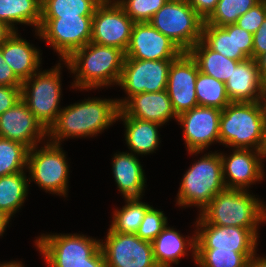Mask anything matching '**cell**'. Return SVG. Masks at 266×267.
<instances>
[{"label": "cell", "mask_w": 266, "mask_h": 267, "mask_svg": "<svg viewBox=\"0 0 266 267\" xmlns=\"http://www.w3.org/2000/svg\"><path fill=\"white\" fill-rule=\"evenodd\" d=\"M119 106L115 99L92 98L61 109L48 130V141L60 144L68 138L93 137L117 121Z\"/></svg>", "instance_id": "cell-1"}, {"label": "cell", "mask_w": 266, "mask_h": 267, "mask_svg": "<svg viewBox=\"0 0 266 267\" xmlns=\"http://www.w3.org/2000/svg\"><path fill=\"white\" fill-rule=\"evenodd\" d=\"M124 60L125 52L120 48L90 42L62 62L75 74L72 88L88 91L118 85Z\"/></svg>", "instance_id": "cell-2"}, {"label": "cell", "mask_w": 266, "mask_h": 267, "mask_svg": "<svg viewBox=\"0 0 266 267\" xmlns=\"http://www.w3.org/2000/svg\"><path fill=\"white\" fill-rule=\"evenodd\" d=\"M266 123L260 101L231 102L220 116V143L227 147L263 150Z\"/></svg>", "instance_id": "cell-3"}, {"label": "cell", "mask_w": 266, "mask_h": 267, "mask_svg": "<svg viewBox=\"0 0 266 267\" xmlns=\"http://www.w3.org/2000/svg\"><path fill=\"white\" fill-rule=\"evenodd\" d=\"M199 215L211 225L259 228L266 222V205L248 190L225 188Z\"/></svg>", "instance_id": "cell-4"}, {"label": "cell", "mask_w": 266, "mask_h": 267, "mask_svg": "<svg viewBox=\"0 0 266 267\" xmlns=\"http://www.w3.org/2000/svg\"><path fill=\"white\" fill-rule=\"evenodd\" d=\"M225 188L220 152H209L183 175L176 204L183 208L197 206L201 212Z\"/></svg>", "instance_id": "cell-5"}, {"label": "cell", "mask_w": 266, "mask_h": 267, "mask_svg": "<svg viewBox=\"0 0 266 267\" xmlns=\"http://www.w3.org/2000/svg\"><path fill=\"white\" fill-rule=\"evenodd\" d=\"M61 67L58 62L54 68L39 70L22 82L21 99L47 131L62 109L59 106L62 98Z\"/></svg>", "instance_id": "cell-6"}, {"label": "cell", "mask_w": 266, "mask_h": 267, "mask_svg": "<svg viewBox=\"0 0 266 267\" xmlns=\"http://www.w3.org/2000/svg\"><path fill=\"white\" fill-rule=\"evenodd\" d=\"M149 23L188 52L202 38L204 19L186 0H168Z\"/></svg>", "instance_id": "cell-7"}, {"label": "cell", "mask_w": 266, "mask_h": 267, "mask_svg": "<svg viewBox=\"0 0 266 267\" xmlns=\"http://www.w3.org/2000/svg\"><path fill=\"white\" fill-rule=\"evenodd\" d=\"M46 141L40 149L35 146L28 151L29 184L35 181L45 192L67 197L70 169L66 153L60 144Z\"/></svg>", "instance_id": "cell-8"}, {"label": "cell", "mask_w": 266, "mask_h": 267, "mask_svg": "<svg viewBox=\"0 0 266 267\" xmlns=\"http://www.w3.org/2000/svg\"><path fill=\"white\" fill-rule=\"evenodd\" d=\"M100 241L84 234H41L37 250L49 267H83L100 247Z\"/></svg>", "instance_id": "cell-9"}, {"label": "cell", "mask_w": 266, "mask_h": 267, "mask_svg": "<svg viewBox=\"0 0 266 267\" xmlns=\"http://www.w3.org/2000/svg\"><path fill=\"white\" fill-rule=\"evenodd\" d=\"M93 16L41 17L36 36L46 41L66 60L75 50L91 42Z\"/></svg>", "instance_id": "cell-10"}, {"label": "cell", "mask_w": 266, "mask_h": 267, "mask_svg": "<svg viewBox=\"0 0 266 267\" xmlns=\"http://www.w3.org/2000/svg\"><path fill=\"white\" fill-rule=\"evenodd\" d=\"M171 63L172 60L125 59L118 86L128 97L116 99L119 108L136 94L166 90Z\"/></svg>", "instance_id": "cell-11"}, {"label": "cell", "mask_w": 266, "mask_h": 267, "mask_svg": "<svg viewBox=\"0 0 266 267\" xmlns=\"http://www.w3.org/2000/svg\"><path fill=\"white\" fill-rule=\"evenodd\" d=\"M134 23L116 0H103L93 15L91 42L125 52Z\"/></svg>", "instance_id": "cell-12"}, {"label": "cell", "mask_w": 266, "mask_h": 267, "mask_svg": "<svg viewBox=\"0 0 266 267\" xmlns=\"http://www.w3.org/2000/svg\"><path fill=\"white\" fill-rule=\"evenodd\" d=\"M106 240L100 241L108 267H158L152 243L136 234L117 233L108 229Z\"/></svg>", "instance_id": "cell-13"}, {"label": "cell", "mask_w": 266, "mask_h": 267, "mask_svg": "<svg viewBox=\"0 0 266 267\" xmlns=\"http://www.w3.org/2000/svg\"><path fill=\"white\" fill-rule=\"evenodd\" d=\"M195 226L196 249L234 250L256 253L258 228L217 226L208 224L200 215Z\"/></svg>", "instance_id": "cell-14"}, {"label": "cell", "mask_w": 266, "mask_h": 267, "mask_svg": "<svg viewBox=\"0 0 266 267\" xmlns=\"http://www.w3.org/2000/svg\"><path fill=\"white\" fill-rule=\"evenodd\" d=\"M221 112V109L215 107L198 105L177 117L176 121L183 129V139L189 154L203 153L211 144L220 143Z\"/></svg>", "instance_id": "cell-15"}, {"label": "cell", "mask_w": 266, "mask_h": 267, "mask_svg": "<svg viewBox=\"0 0 266 267\" xmlns=\"http://www.w3.org/2000/svg\"><path fill=\"white\" fill-rule=\"evenodd\" d=\"M198 72V65L189 52H182L172 60L166 90L177 116L198 106L195 91Z\"/></svg>", "instance_id": "cell-16"}, {"label": "cell", "mask_w": 266, "mask_h": 267, "mask_svg": "<svg viewBox=\"0 0 266 267\" xmlns=\"http://www.w3.org/2000/svg\"><path fill=\"white\" fill-rule=\"evenodd\" d=\"M183 51L149 22H135L125 59L174 60Z\"/></svg>", "instance_id": "cell-17"}, {"label": "cell", "mask_w": 266, "mask_h": 267, "mask_svg": "<svg viewBox=\"0 0 266 267\" xmlns=\"http://www.w3.org/2000/svg\"><path fill=\"white\" fill-rule=\"evenodd\" d=\"M232 150L233 153L227 156L220 152L225 187L249 191L250 185L261 182L265 177L262 151L242 148Z\"/></svg>", "instance_id": "cell-18"}, {"label": "cell", "mask_w": 266, "mask_h": 267, "mask_svg": "<svg viewBox=\"0 0 266 267\" xmlns=\"http://www.w3.org/2000/svg\"><path fill=\"white\" fill-rule=\"evenodd\" d=\"M0 137L19 142L31 149L48 138V131L21 99L0 115Z\"/></svg>", "instance_id": "cell-19"}, {"label": "cell", "mask_w": 266, "mask_h": 267, "mask_svg": "<svg viewBox=\"0 0 266 267\" xmlns=\"http://www.w3.org/2000/svg\"><path fill=\"white\" fill-rule=\"evenodd\" d=\"M201 40L211 50L229 59L241 62L252 58L253 34L235 23L225 26L204 23Z\"/></svg>", "instance_id": "cell-20"}, {"label": "cell", "mask_w": 266, "mask_h": 267, "mask_svg": "<svg viewBox=\"0 0 266 267\" xmlns=\"http://www.w3.org/2000/svg\"><path fill=\"white\" fill-rule=\"evenodd\" d=\"M117 117H130L160 125L177 120L167 90L143 92L131 96L119 109Z\"/></svg>", "instance_id": "cell-21"}, {"label": "cell", "mask_w": 266, "mask_h": 267, "mask_svg": "<svg viewBox=\"0 0 266 267\" xmlns=\"http://www.w3.org/2000/svg\"><path fill=\"white\" fill-rule=\"evenodd\" d=\"M225 86L231 102H258L266 88L260 78L257 62L253 58L239 62Z\"/></svg>", "instance_id": "cell-22"}, {"label": "cell", "mask_w": 266, "mask_h": 267, "mask_svg": "<svg viewBox=\"0 0 266 267\" xmlns=\"http://www.w3.org/2000/svg\"><path fill=\"white\" fill-rule=\"evenodd\" d=\"M18 31H14L2 45V55L5 62L11 67L16 77L24 82L40 70L41 54Z\"/></svg>", "instance_id": "cell-23"}, {"label": "cell", "mask_w": 266, "mask_h": 267, "mask_svg": "<svg viewBox=\"0 0 266 267\" xmlns=\"http://www.w3.org/2000/svg\"><path fill=\"white\" fill-rule=\"evenodd\" d=\"M112 170L117 188L124 199L142 198L147 179L136 155L129 152L115 153Z\"/></svg>", "instance_id": "cell-24"}, {"label": "cell", "mask_w": 266, "mask_h": 267, "mask_svg": "<svg viewBox=\"0 0 266 267\" xmlns=\"http://www.w3.org/2000/svg\"><path fill=\"white\" fill-rule=\"evenodd\" d=\"M153 255L158 267H172L171 264H179V259L187 256V252L191 251L195 262L196 250V232L192 237H185L175 228L167 226L163 231L151 242ZM189 250V251H188Z\"/></svg>", "instance_id": "cell-25"}, {"label": "cell", "mask_w": 266, "mask_h": 267, "mask_svg": "<svg viewBox=\"0 0 266 267\" xmlns=\"http://www.w3.org/2000/svg\"><path fill=\"white\" fill-rule=\"evenodd\" d=\"M119 119L124 123V136L131 153L147 155L157 150L161 143L158 129L163 125L130 117H117V121Z\"/></svg>", "instance_id": "cell-26"}, {"label": "cell", "mask_w": 266, "mask_h": 267, "mask_svg": "<svg viewBox=\"0 0 266 267\" xmlns=\"http://www.w3.org/2000/svg\"><path fill=\"white\" fill-rule=\"evenodd\" d=\"M42 0H0V21L13 31L16 24L34 26L39 29L41 23Z\"/></svg>", "instance_id": "cell-27"}, {"label": "cell", "mask_w": 266, "mask_h": 267, "mask_svg": "<svg viewBox=\"0 0 266 267\" xmlns=\"http://www.w3.org/2000/svg\"><path fill=\"white\" fill-rule=\"evenodd\" d=\"M188 52L195 59L200 72L224 83L230 78L233 69L240 62L211 50L202 40L197 42Z\"/></svg>", "instance_id": "cell-28"}, {"label": "cell", "mask_w": 266, "mask_h": 267, "mask_svg": "<svg viewBox=\"0 0 266 267\" xmlns=\"http://www.w3.org/2000/svg\"><path fill=\"white\" fill-rule=\"evenodd\" d=\"M29 180L24 172L0 177V211L8 217L19 212L28 195Z\"/></svg>", "instance_id": "cell-29"}, {"label": "cell", "mask_w": 266, "mask_h": 267, "mask_svg": "<svg viewBox=\"0 0 266 267\" xmlns=\"http://www.w3.org/2000/svg\"><path fill=\"white\" fill-rule=\"evenodd\" d=\"M142 198L125 199V206L113 211V220L110 230L117 233L135 234L140 226L144 214L151 207L150 204L142 202Z\"/></svg>", "instance_id": "cell-30"}, {"label": "cell", "mask_w": 266, "mask_h": 267, "mask_svg": "<svg viewBox=\"0 0 266 267\" xmlns=\"http://www.w3.org/2000/svg\"><path fill=\"white\" fill-rule=\"evenodd\" d=\"M195 91L199 106L223 110L231 103L227 96L225 83L200 71L196 79Z\"/></svg>", "instance_id": "cell-31"}, {"label": "cell", "mask_w": 266, "mask_h": 267, "mask_svg": "<svg viewBox=\"0 0 266 267\" xmlns=\"http://www.w3.org/2000/svg\"><path fill=\"white\" fill-rule=\"evenodd\" d=\"M103 0H42L41 17L93 16Z\"/></svg>", "instance_id": "cell-32"}, {"label": "cell", "mask_w": 266, "mask_h": 267, "mask_svg": "<svg viewBox=\"0 0 266 267\" xmlns=\"http://www.w3.org/2000/svg\"><path fill=\"white\" fill-rule=\"evenodd\" d=\"M254 254L234 250L196 249L195 263L199 267H245Z\"/></svg>", "instance_id": "cell-33"}, {"label": "cell", "mask_w": 266, "mask_h": 267, "mask_svg": "<svg viewBox=\"0 0 266 267\" xmlns=\"http://www.w3.org/2000/svg\"><path fill=\"white\" fill-rule=\"evenodd\" d=\"M28 151L25 145L0 137V177L26 171Z\"/></svg>", "instance_id": "cell-34"}, {"label": "cell", "mask_w": 266, "mask_h": 267, "mask_svg": "<svg viewBox=\"0 0 266 267\" xmlns=\"http://www.w3.org/2000/svg\"><path fill=\"white\" fill-rule=\"evenodd\" d=\"M261 0H219L213 12L204 20V23L214 26L234 24L250 8Z\"/></svg>", "instance_id": "cell-35"}, {"label": "cell", "mask_w": 266, "mask_h": 267, "mask_svg": "<svg viewBox=\"0 0 266 267\" xmlns=\"http://www.w3.org/2000/svg\"><path fill=\"white\" fill-rule=\"evenodd\" d=\"M168 0H116L134 22H149Z\"/></svg>", "instance_id": "cell-36"}, {"label": "cell", "mask_w": 266, "mask_h": 267, "mask_svg": "<svg viewBox=\"0 0 266 267\" xmlns=\"http://www.w3.org/2000/svg\"><path fill=\"white\" fill-rule=\"evenodd\" d=\"M167 217L161 210L151 207L144 214L136 235L144 241L152 242L167 226Z\"/></svg>", "instance_id": "cell-37"}, {"label": "cell", "mask_w": 266, "mask_h": 267, "mask_svg": "<svg viewBox=\"0 0 266 267\" xmlns=\"http://www.w3.org/2000/svg\"><path fill=\"white\" fill-rule=\"evenodd\" d=\"M266 18V0H261L240 16L235 24L247 32L254 34Z\"/></svg>", "instance_id": "cell-38"}, {"label": "cell", "mask_w": 266, "mask_h": 267, "mask_svg": "<svg viewBox=\"0 0 266 267\" xmlns=\"http://www.w3.org/2000/svg\"><path fill=\"white\" fill-rule=\"evenodd\" d=\"M21 100V87L0 86V115Z\"/></svg>", "instance_id": "cell-39"}, {"label": "cell", "mask_w": 266, "mask_h": 267, "mask_svg": "<svg viewBox=\"0 0 266 267\" xmlns=\"http://www.w3.org/2000/svg\"><path fill=\"white\" fill-rule=\"evenodd\" d=\"M0 86L22 87V82L3 58L2 46L0 47Z\"/></svg>", "instance_id": "cell-40"}, {"label": "cell", "mask_w": 266, "mask_h": 267, "mask_svg": "<svg viewBox=\"0 0 266 267\" xmlns=\"http://www.w3.org/2000/svg\"><path fill=\"white\" fill-rule=\"evenodd\" d=\"M264 53H266V18L258 30L253 34L252 58L256 60Z\"/></svg>", "instance_id": "cell-41"}, {"label": "cell", "mask_w": 266, "mask_h": 267, "mask_svg": "<svg viewBox=\"0 0 266 267\" xmlns=\"http://www.w3.org/2000/svg\"><path fill=\"white\" fill-rule=\"evenodd\" d=\"M186 1L205 20L213 12L219 0H186Z\"/></svg>", "instance_id": "cell-42"}, {"label": "cell", "mask_w": 266, "mask_h": 267, "mask_svg": "<svg viewBox=\"0 0 266 267\" xmlns=\"http://www.w3.org/2000/svg\"><path fill=\"white\" fill-rule=\"evenodd\" d=\"M83 267H108L101 246L88 258Z\"/></svg>", "instance_id": "cell-43"}, {"label": "cell", "mask_w": 266, "mask_h": 267, "mask_svg": "<svg viewBox=\"0 0 266 267\" xmlns=\"http://www.w3.org/2000/svg\"><path fill=\"white\" fill-rule=\"evenodd\" d=\"M258 69H259V75L262 80V82L266 85V53L260 55L256 59Z\"/></svg>", "instance_id": "cell-44"}, {"label": "cell", "mask_w": 266, "mask_h": 267, "mask_svg": "<svg viewBox=\"0 0 266 267\" xmlns=\"http://www.w3.org/2000/svg\"><path fill=\"white\" fill-rule=\"evenodd\" d=\"M257 253H255L246 263L245 267H266V256L257 257Z\"/></svg>", "instance_id": "cell-45"}, {"label": "cell", "mask_w": 266, "mask_h": 267, "mask_svg": "<svg viewBox=\"0 0 266 267\" xmlns=\"http://www.w3.org/2000/svg\"><path fill=\"white\" fill-rule=\"evenodd\" d=\"M14 31L7 26L5 23L0 21V47L5 43L7 38L13 33Z\"/></svg>", "instance_id": "cell-46"}, {"label": "cell", "mask_w": 266, "mask_h": 267, "mask_svg": "<svg viewBox=\"0 0 266 267\" xmlns=\"http://www.w3.org/2000/svg\"><path fill=\"white\" fill-rule=\"evenodd\" d=\"M10 219L12 218L0 211V236H3V233H5V229L7 228V224H9Z\"/></svg>", "instance_id": "cell-47"}, {"label": "cell", "mask_w": 266, "mask_h": 267, "mask_svg": "<svg viewBox=\"0 0 266 267\" xmlns=\"http://www.w3.org/2000/svg\"><path fill=\"white\" fill-rule=\"evenodd\" d=\"M0 267H24L22 262L20 261H9V262H4L0 263Z\"/></svg>", "instance_id": "cell-48"}, {"label": "cell", "mask_w": 266, "mask_h": 267, "mask_svg": "<svg viewBox=\"0 0 266 267\" xmlns=\"http://www.w3.org/2000/svg\"><path fill=\"white\" fill-rule=\"evenodd\" d=\"M260 103L263 109V115H264V119H265V123H266V88L264 90V93L260 99Z\"/></svg>", "instance_id": "cell-49"}, {"label": "cell", "mask_w": 266, "mask_h": 267, "mask_svg": "<svg viewBox=\"0 0 266 267\" xmlns=\"http://www.w3.org/2000/svg\"><path fill=\"white\" fill-rule=\"evenodd\" d=\"M262 155H263V160H265L264 158H266V137H265V144L262 150Z\"/></svg>", "instance_id": "cell-50"}]
</instances>
